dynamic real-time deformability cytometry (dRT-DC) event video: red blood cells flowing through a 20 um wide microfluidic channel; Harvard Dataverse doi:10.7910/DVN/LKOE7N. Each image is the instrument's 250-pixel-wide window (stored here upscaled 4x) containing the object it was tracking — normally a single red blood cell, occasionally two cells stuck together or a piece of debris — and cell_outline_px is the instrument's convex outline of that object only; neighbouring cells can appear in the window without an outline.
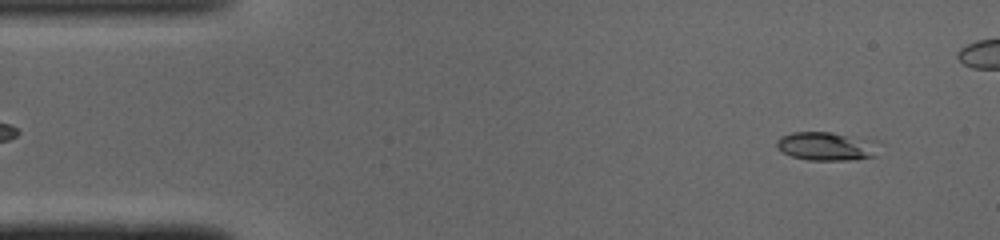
{"species": "common noctule bat (a hibernating species)", "species_latin": "Nyctalus noctula", "temperature_condition": "cold", "stored_images_in_passage": 41, "camera_frame_rate_fps": 3000, "um_per_image_px": 0.085, "animal": {"sex": "male", "body_mass_g": 19.0, "forearm_length_mm": 50.8}, "frame": {"image": 1, "passage_image": 3, "time_ms": 0.667, "image_size_px": [1000, 240], "cell_outline_px": [[880, 140], [872, 156], [856, 160], [808, 160], [792, 156], [776, 148], [776, 140], [780, 136], [792, 132], [832, 132]], "centroid_in_image_um": [70.24, 12.41], "position_along_channel_um": 14.8, "area_um2": 17.22}}
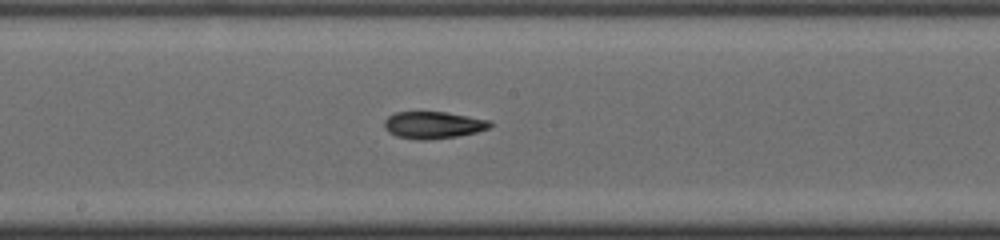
{"frame": {"image": 2, "passage_image": 24, "time_ms": 7.667, "image_size_px": [1000, 240], "cell_outline_px": [[492, 128], [476, 132], [456, 136], [424, 140], [420, 140], [396, 136], [388, 132], [384, 128], [384, 120], [388, 116], [396, 112], [444, 112], [492, 120]], "centroid_in_image_um": [36.83, 10.62], "position_along_channel_um": 211.4, "area_um2": 16.7}}
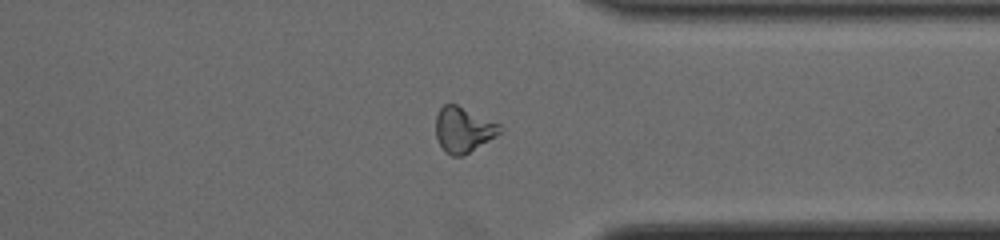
{"frame": {"image": 3, "passage_image": 36, "time_ms": 11.667, "image_size_px": [1000, 240], "cell_outline_px": [[504, 128], [496, 136], [464, 156], [452, 156], [444, 152], [436, 136], [436, 116], [440, 108], [444, 104], [456, 104], [500, 124]], "centroid_in_image_um": [39.38, 11.04], "position_along_channel_um": 372.0, "area_um2": 16.94}}